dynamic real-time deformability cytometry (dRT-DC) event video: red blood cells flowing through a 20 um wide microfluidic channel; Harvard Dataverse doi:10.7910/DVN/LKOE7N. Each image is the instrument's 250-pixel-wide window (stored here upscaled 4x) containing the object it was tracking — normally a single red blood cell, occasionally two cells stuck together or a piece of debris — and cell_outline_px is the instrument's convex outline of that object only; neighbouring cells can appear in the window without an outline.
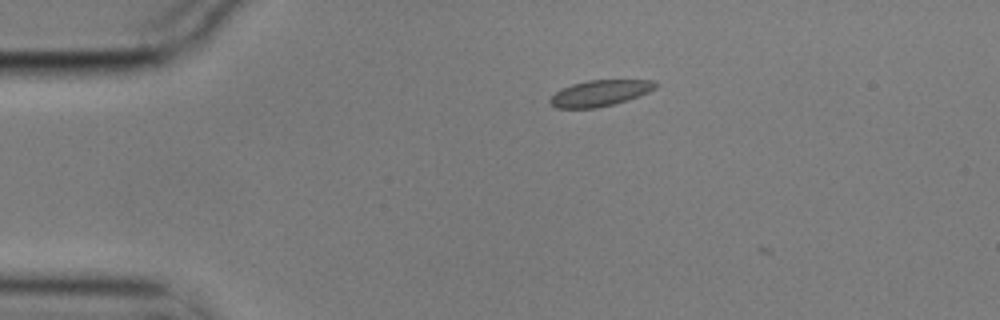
{"species": "common noctule bat (a hibernating species)", "species_latin": "Nyctalus noctula", "temperature_condition": "cold", "stored_images_in_passage": 2, "camera_frame_rate_fps": 3000, "um_per_image_px": 0.085, "animal": {"sex": "male", "body_mass_g": 17.9}, "frame": {"image": 1, "passage_image": 1, "time_ms": 0.0, "image_size_px": [1000, 320], "cell_outline_px": [[660, 84], [656, 88], [648, 92], [628, 100], [596, 108], [556, 108], [548, 100], [556, 92], [572, 84], [588, 80], [656, 80]], "centroid_in_image_um": [51.04, 7.91], "position_along_channel_um": 34.0, "area_um2": 15.95}}